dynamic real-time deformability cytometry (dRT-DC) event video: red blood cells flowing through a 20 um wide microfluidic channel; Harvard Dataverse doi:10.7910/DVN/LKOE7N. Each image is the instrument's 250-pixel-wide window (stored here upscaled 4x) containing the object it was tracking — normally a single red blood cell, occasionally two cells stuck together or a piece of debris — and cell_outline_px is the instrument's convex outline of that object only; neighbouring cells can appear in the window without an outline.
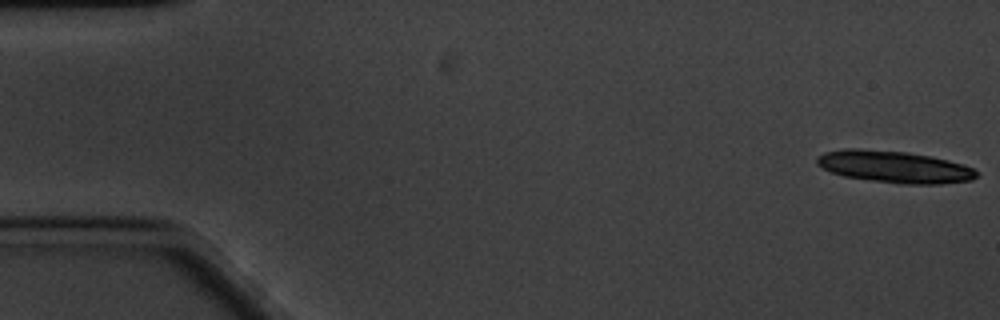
{"species": "common noctule bat (a hibernating species)", "species_latin": "Nyctalus noctula", "temperature_condition": "cold", "stored_images_in_passage": 17, "camera_frame_rate_fps": 3000, "um_per_image_px": 0.085, "animal": {"sex": "male", "body_mass_g": 20.1, "forearm_length_mm": 53.5}, "frame": {"image": 1, "passage_image": 1, "time_ms": 0.0, "image_size_px": [1000, 320], "cell_outline_px": [[980, 176], [972, 180], [940, 184], [904, 184], [872, 180], [844, 176], [832, 172], [816, 164], [816, 156], [824, 152], [844, 148], [860, 148], [908, 152], [932, 156], [948, 160], [972, 168]], "centroid_in_image_um": [76.0, 14.17], "position_along_channel_um": 9.0, "area_um2": 29.77}}